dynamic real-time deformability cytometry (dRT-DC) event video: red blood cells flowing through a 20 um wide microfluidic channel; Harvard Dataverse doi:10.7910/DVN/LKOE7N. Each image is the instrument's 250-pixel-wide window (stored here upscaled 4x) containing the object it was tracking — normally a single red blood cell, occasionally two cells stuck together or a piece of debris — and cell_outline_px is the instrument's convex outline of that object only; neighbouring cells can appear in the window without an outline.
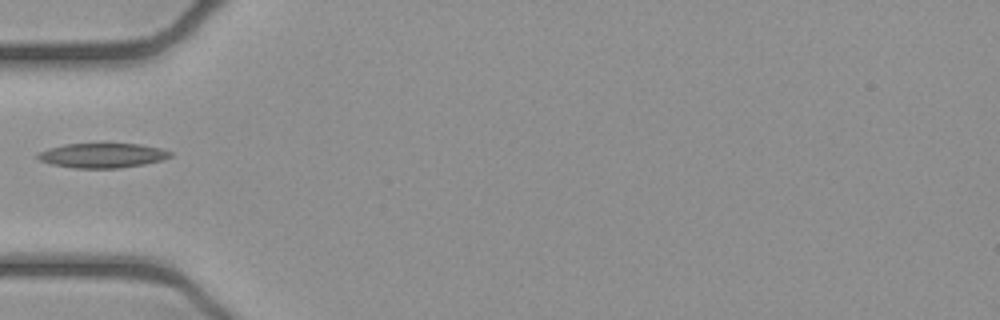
{"species": "common noctule bat (a hibernating species)", "species_latin": "Nyctalus noctula", "temperature_condition": "cold", "stored_images_in_passage": 9, "camera_frame_rate_fps": 3000, "um_per_image_px": 0.085, "animal": {"sex": "female", "body_mass_g": 21.9}, "frame": {"image": 1, "passage_image": 1, "time_ms": 0.0, "image_size_px": [1000, 320], "cell_outline_px": [[172, 156], [160, 160], [144, 164], [120, 168], [72, 168], [52, 164], [40, 160], [36, 156], [40, 152], [48, 148], [64, 144], [140, 144], [160, 148], [172, 152]], "centroid_in_image_um": [8.7, 13.21], "position_along_channel_um": 76.3, "area_um2": 18.9}}
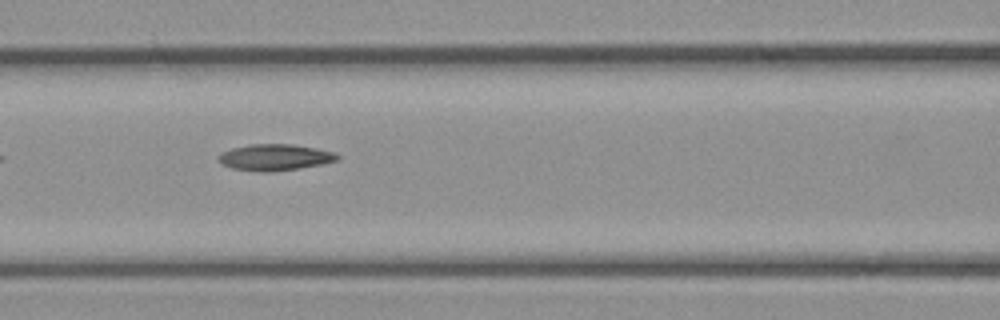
{"frame": {"image": 2, "passage_image": 6, "time_ms": 1.667, "image_size_px": [1000, 320], "cell_outline_px": [[340, 160], [324, 164], [300, 168], [272, 172], [264, 172], [232, 168], [220, 164], [220, 156], [224, 152], [232, 148], [252, 144], [292, 144], [316, 148], [336, 152], [340, 156]], "centroid_in_image_um": [23.45, 13.37], "position_along_channel_um": 143.1, "area_um2": 18.26}}